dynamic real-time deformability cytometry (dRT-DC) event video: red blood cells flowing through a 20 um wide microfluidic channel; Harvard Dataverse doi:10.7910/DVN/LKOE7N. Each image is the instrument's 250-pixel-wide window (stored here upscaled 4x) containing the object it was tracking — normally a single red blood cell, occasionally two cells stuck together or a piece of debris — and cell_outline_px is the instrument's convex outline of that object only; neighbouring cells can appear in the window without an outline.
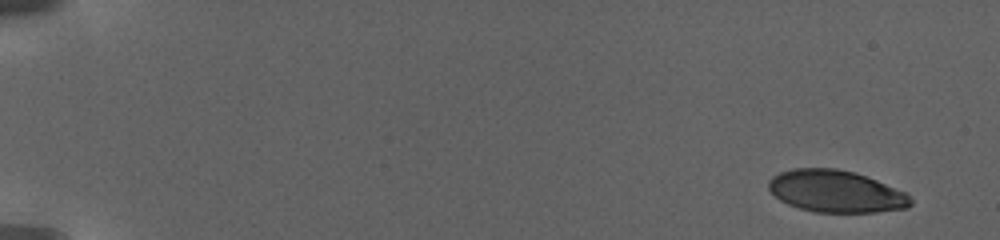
{"species": "human", "species_latin": "Homo sapiens", "temperature_condition": "warm", "stored_images_in_passage": 55, "camera_frame_rate_fps": 3000, "um_per_image_px": 0.085, "donor": {"sex": "female"}, "frame": {"image": 1, "passage_image": 1, "time_ms": 0.0, "image_size_px": [1000, 240], "cell_outline_px": [[912, 204], [908, 208], [876, 212], [812, 212], [788, 204], [780, 200], [768, 188], [768, 180], [772, 176], [780, 172], [792, 168], [836, 168], [856, 172], [876, 180], [904, 192], [912, 200]], "centroid_in_image_um": [71.03, 16.26], "position_along_channel_um": 14.0, "area_um2": 34.8}}
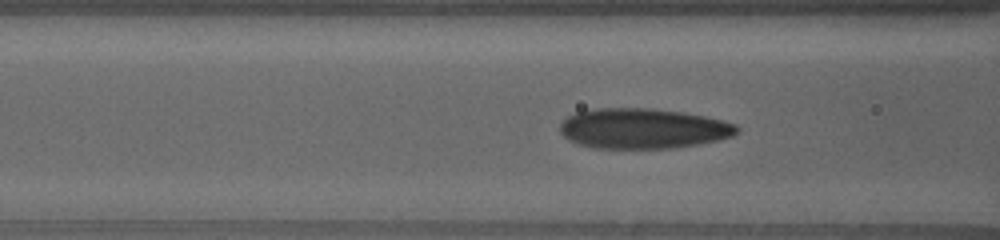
{"frame": {"image": 2, "passage_image": 19, "time_ms": 9.333, "image_size_px": [1000, 240], "cell_outline_px": [[740, 128], [732, 136], [700, 144], [672, 148], [592, 148], [576, 144], [568, 140], [560, 132], [560, 124], [568, 116], [576, 112], [596, 108], [648, 108], [684, 112], [704, 116], [736, 124]], "centroid_in_image_um": [54.62, 10.92], "position_along_channel_um": 112.0, "area_um2": 41.56}}
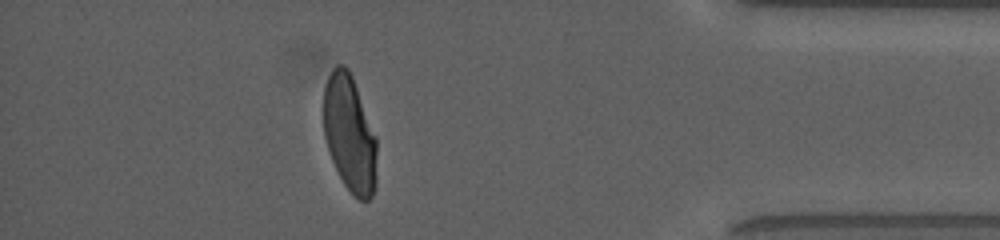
{"frame": {"image": 3, "passage_image": 48, "time_ms": 20.667, "image_size_px": [1000, 240], "cell_outline_px": [[376, 184], [372, 196], [368, 200], [360, 200], [344, 184], [332, 160], [324, 136], [324, 88], [328, 76], [332, 68], [336, 64], [344, 64], [348, 68], [352, 76], [376, 136]], "centroid_in_image_um": [29.72, 11.34], "position_along_channel_um": 405.5, "area_um2": 36.01}, "authors_computed_cell_mechanics": {"area_um2": 38.437, "velocity_mm_per_s": 2.8827, "shape_relaxation_time_tau1_ms": 7.6631, "shape_relaxation_time_tau2_ms": null, "deformation_change_tau1": 0.2711, "deformation_change_tau2": null}}